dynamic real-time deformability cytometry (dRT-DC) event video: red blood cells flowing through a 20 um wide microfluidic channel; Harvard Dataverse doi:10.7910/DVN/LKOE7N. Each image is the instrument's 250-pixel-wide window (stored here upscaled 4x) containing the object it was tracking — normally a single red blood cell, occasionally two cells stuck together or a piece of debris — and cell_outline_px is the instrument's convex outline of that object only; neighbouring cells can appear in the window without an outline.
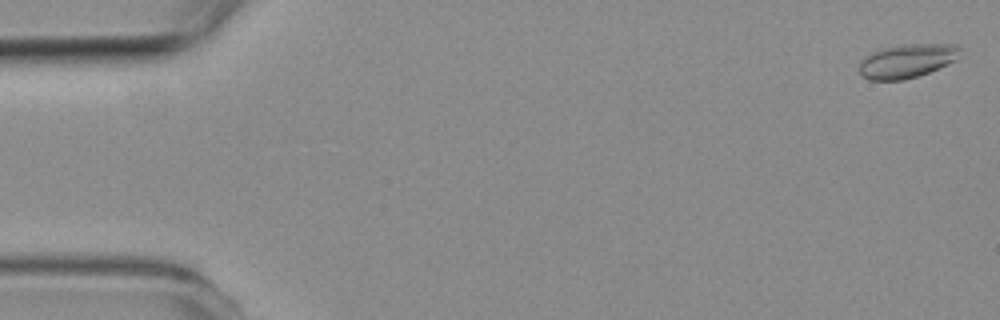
{"species": "common noctule bat (a hibernating species)", "species_latin": "Nyctalus noctula", "temperature_condition": "room temperature", "stored_images_in_passage": 6, "camera_frame_rate_fps": 3000, "um_per_image_px": 0.085, "animal": {"sex": "female", "body_mass_g": 19.3, "forearm_length_mm": 54.1}, "frame": {"image": 1, "passage_image": 1, "time_ms": 0.0, "image_size_px": [1000, 320], "cell_outline_px": [[960, 48], [956, 60], [948, 64], [928, 72], [904, 80], [868, 80], [860, 72], [860, 60], [880, 48], [904, 44], [956, 44]], "centroid_in_image_um": [77.09, 5.17], "position_along_channel_um": 7.9, "area_um2": 19.71}}
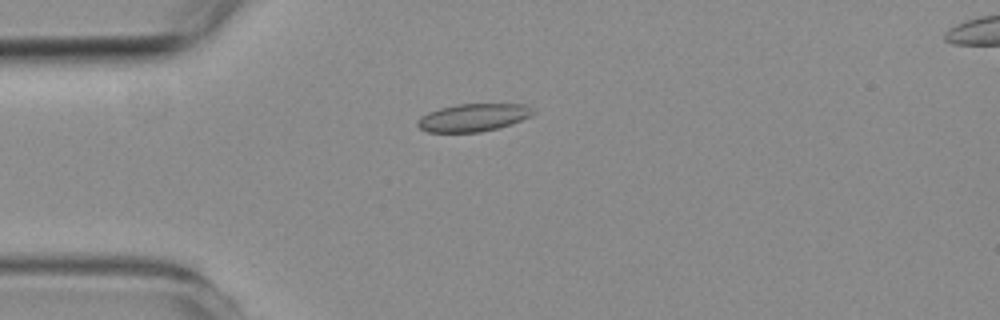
{"frame": {"image": 2, "passage_image": 5, "time_ms": 4.333, "image_size_px": [1000, 320], "cell_outline_px": [[536, 112], [512, 124], [480, 132], [428, 132], [420, 128], [416, 124], [416, 120], [420, 116], [428, 112], [440, 108], [456, 104], [524, 104], [532, 108]], "centroid_in_image_um": [40.18, 9.98], "position_along_channel_um": 44.8, "area_um2": 18.61}}